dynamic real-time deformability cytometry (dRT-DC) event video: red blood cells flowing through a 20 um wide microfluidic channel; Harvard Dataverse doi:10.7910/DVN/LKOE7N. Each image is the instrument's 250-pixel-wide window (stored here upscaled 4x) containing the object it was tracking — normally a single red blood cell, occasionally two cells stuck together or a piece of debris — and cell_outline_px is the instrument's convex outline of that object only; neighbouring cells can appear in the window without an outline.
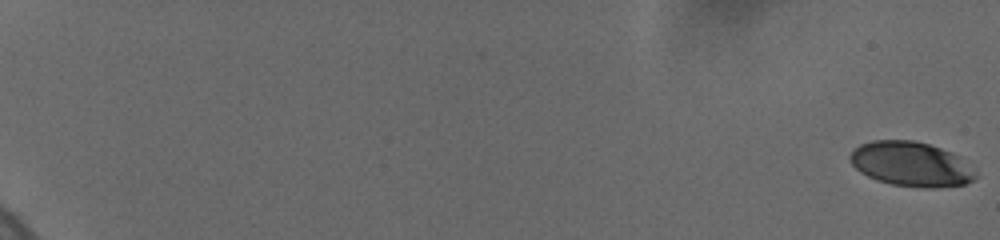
{"species": "human", "species_latin": "Homo sapiens", "temperature_condition": "cold", "stored_images_in_passage": 26, "camera_frame_rate_fps": 3000, "um_per_image_px": 0.085, "donor": {"sex": "female"}, "frame": {"image": 1, "passage_image": 1, "time_ms": 0.0, "image_size_px": [1000, 240], "cell_outline_px": [[976, 180], [964, 184], [936, 188], [924, 188], [892, 184], [876, 180], [860, 172], [852, 164], [848, 156], [852, 148], [860, 144], [872, 140], [912, 140], [928, 144], [952, 152], [960, 156], [976, 168]], "centroid_in_image_um": [77.47, 13.95], "position_along_channel_um": 7.5, "area_um2": 33.12}}